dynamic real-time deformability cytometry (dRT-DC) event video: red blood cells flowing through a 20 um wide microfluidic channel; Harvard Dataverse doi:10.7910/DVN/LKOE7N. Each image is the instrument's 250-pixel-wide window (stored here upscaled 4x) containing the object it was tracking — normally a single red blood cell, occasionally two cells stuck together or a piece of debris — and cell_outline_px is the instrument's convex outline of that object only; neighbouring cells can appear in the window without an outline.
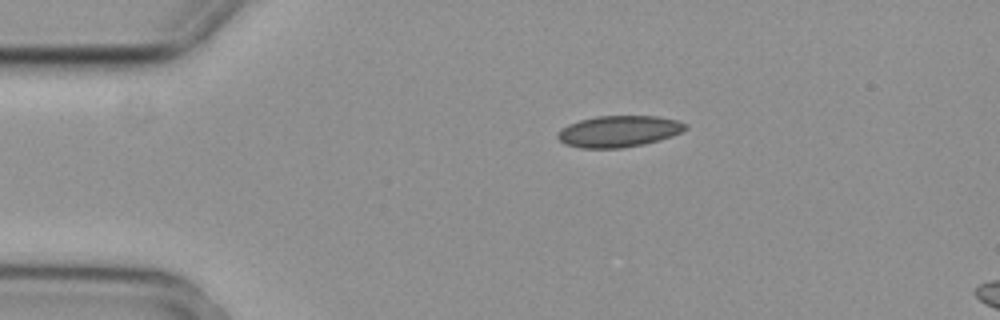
{"species": "common noctule bat (a hibernating species)", "species_latin": "Nyctalus noctula", "temperature_condition": "cold", "stored_images_in_passage": 4, "camera_frame_rate_fps": 3000, "um_per_image_px": 0.085, "animal": {"sex": "female", "body_mass_g": 29.2, "forearm_length_mm": 56.3}, "frame": {"image": 1, "passage_image": 1, "time_ms": 0.0, "image_size_px": [1000, 320], "cell_outline_px": [[688, 128], [672, 136], [660, 140], [644, 144], [620, 148], [580, 148], [564, 144], [556, 136], [556, 132], [560, 128], [568, 124], [580, 120], [596, 116], [656, 116], [676, 120], [688, 124]], "centroid_in_image_um": [52.57, 11.16], "position_along_channel_um": 32.4, "area_um2": 23.52}}
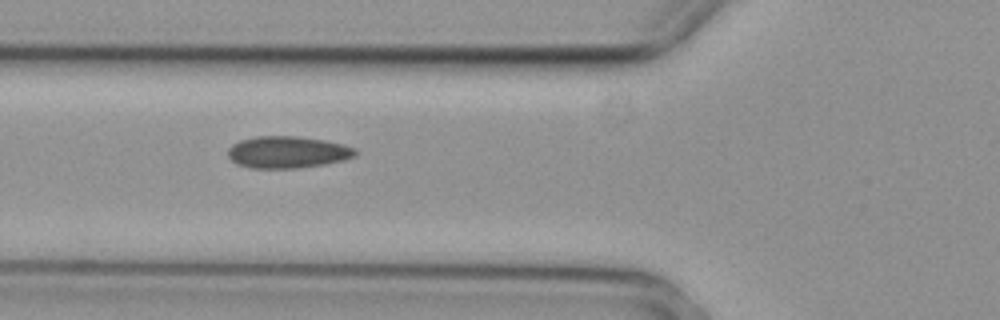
{"frame": {"image": 2, "passage_image": 3, "time_ms": 0.667, "image_size_px": [1000, 320], "cell_outline_px": [[356, 156], [344, 160], [324, 164], [300, 168], [248, 168], [236, 164], [228, 156], [228, 148], [232, 144], [240, 140], [256, 136], [296, 136], [324, 140], [344, 144], [356, 148]], "centroid_in_image_um": [24.43, 12.93], "position_along_channel_um": 101.4, "area_um2": 23.87}}
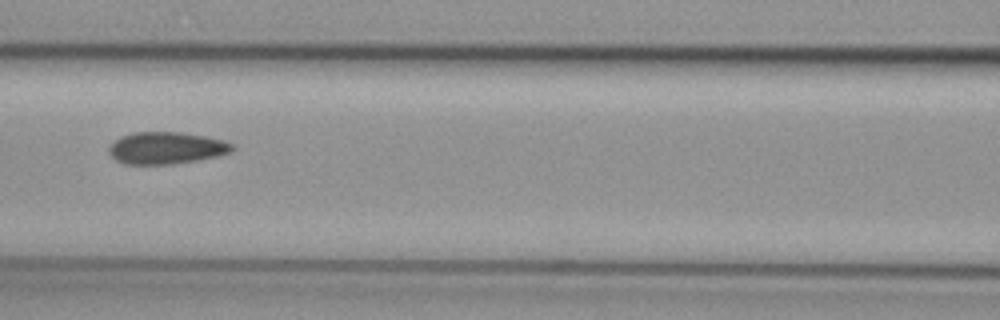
{"frame": {"image": 3, "passage_image": 4, "time_ms": 1.0, "image_size_px": [1000, 320], "cell_outline_px": [[236, 148], [232, 152], [216, 156], [196, 160], [172, 164], [124, 164], [116, 160], [108, 152], [108, 148], [120, 136], [132, 132], [180, 132], [204, 136], [224, 140], [232, 144]], "centroid_in_image_um": [14.13, 12.57], "position_along_channel_um": 152.5, "area_um2": 23.0}}